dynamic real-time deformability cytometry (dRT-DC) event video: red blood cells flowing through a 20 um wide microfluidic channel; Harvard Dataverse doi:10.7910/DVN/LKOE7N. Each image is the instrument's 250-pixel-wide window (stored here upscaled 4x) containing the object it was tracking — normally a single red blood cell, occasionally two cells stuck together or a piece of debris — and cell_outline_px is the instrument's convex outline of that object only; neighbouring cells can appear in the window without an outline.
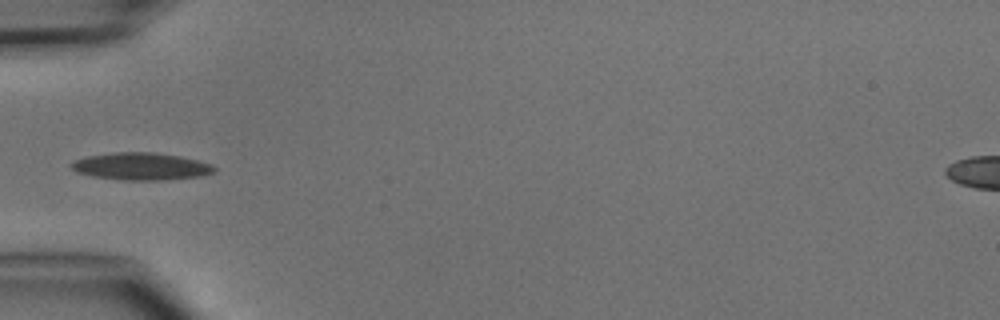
{"species": "common noctule bat (a hibernating species)", "species_latin": "Nyctalus noctula", "temperature_condition": "cold", "stored_images_in_passage": 5, "camera_frame_rate_fps": 3000, "um_per_image_px": 0.085, "animal": {"sex": "male", "body_mass_g": 15.6}, "frame": {"image": 1, "passage_image": 5, "time_ms": 5.333, "image_size_px": [1000, 320], "cell_outline_px": [[216, 168], [212, 172], [200, 176], [164, 180], [124, 180], [92, 176], [76, 172], [68, 164], [72, 160], [88, 156], [112, 152], [152, 152], [180, 156], [212, 164]], "centroid_in_image_um": [11.94, 14.14], "position_along_channel_um": 73.1, "area_um2": 22.77}}